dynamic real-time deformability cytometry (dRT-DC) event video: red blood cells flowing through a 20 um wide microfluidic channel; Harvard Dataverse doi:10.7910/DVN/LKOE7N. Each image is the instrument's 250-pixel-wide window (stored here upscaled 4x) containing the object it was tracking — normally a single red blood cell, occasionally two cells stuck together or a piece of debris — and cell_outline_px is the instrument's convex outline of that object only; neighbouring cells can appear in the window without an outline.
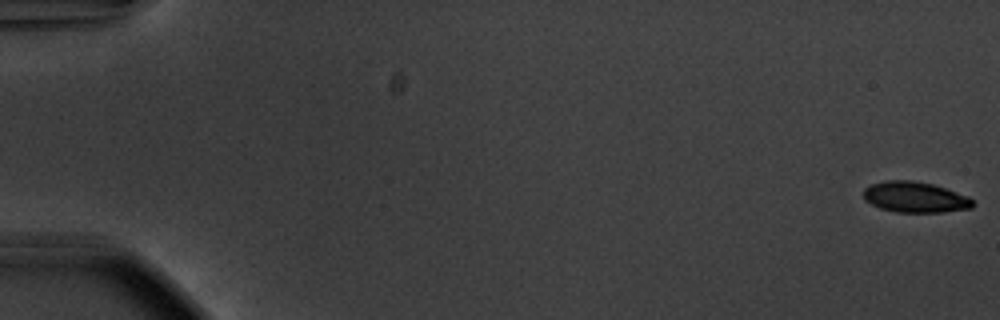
{"species": "common noctule bat (a hibernating species)", "species_latin": "Nyctalus noctula", "temperature_condition": "warm", "stored_images_in_passage": 55, "camera_frame_rate_fps": 3000, "um_per_image_px": 0.085, "animal": {"sex": "male", "body_mass_g": 20.1, "forearm_length_mm": 53.5}, "frame": {"image": 1, "passage_image": 1, "time_ms": 0.0, "image_size_px": [1000, 320], "cell_outline_px": [[976, 204], [972, 208], [940, 212], [896, 212], [880, 208], [864, 200], [864, 188], [872, 184], [884, 180], [912, 180], [932, 184], [968, 196]], "centroid_in_image_um": [77.77, 16.76], "position_along_channel_um": 7.2, "area_um2": 19.54}}
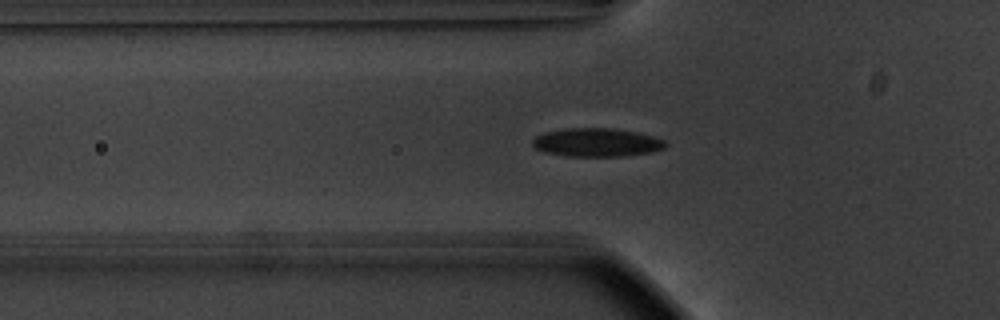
{"frame": {"image": 2, "passage_image": 20, "time_ms": 6.333, "image_size_px": [1000, 320], "cell_outline_px": [[668, 144], [664, 148], [652, 152], [624, 156], [564, 156], [544, 152], [536, 148], [532, 144], [532, 140], [536, 136], [544, 132], [564, 128], [616, 128], [636, 132], [652, 136], [664, 140]], "centroid_in_image_um": [50.71, 12.1], "position_along_channel_um": 75.1, "area_um2": 22.2}}
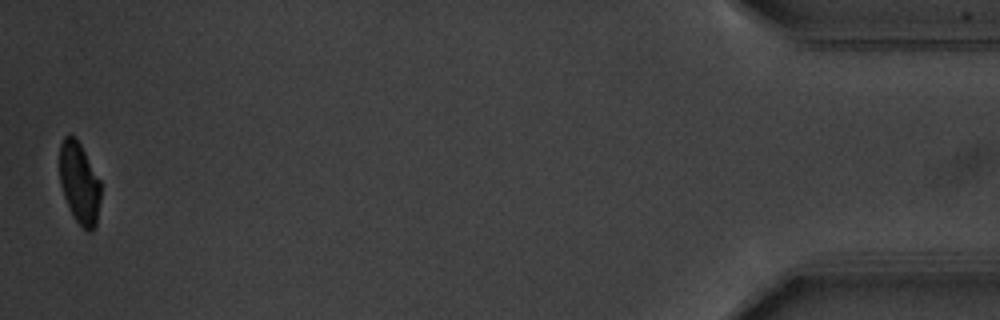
{"frame": {"image": 3, "passage_image": 55, "time_ms": 18.0, "image_size_px": [1000, 320], "cell_outline_px": [[100, 200], [96, 228], [92, 232], [88, 232], [76, 220], [64, 196], [60, 184], [60, 144], [64, 136], [72, 136], [80, 144], [100, 180]], "centroid_in_image_um": [6.76, 15.59], "position_along_channel_um": 428.4, "area_um2": 19.25}, "authors_computed_cell_mechanics": {"area_um2": 21.2704, "velocity_mm_per_s": 3.7406, "shape_relaxation_time_tau1_ms": 3.4321, "shape_relaxation_time_tau2_ms": 2.7188, "deformation_change_tau1": 0.1275, "deformation_change_tau2": 0.0636}}